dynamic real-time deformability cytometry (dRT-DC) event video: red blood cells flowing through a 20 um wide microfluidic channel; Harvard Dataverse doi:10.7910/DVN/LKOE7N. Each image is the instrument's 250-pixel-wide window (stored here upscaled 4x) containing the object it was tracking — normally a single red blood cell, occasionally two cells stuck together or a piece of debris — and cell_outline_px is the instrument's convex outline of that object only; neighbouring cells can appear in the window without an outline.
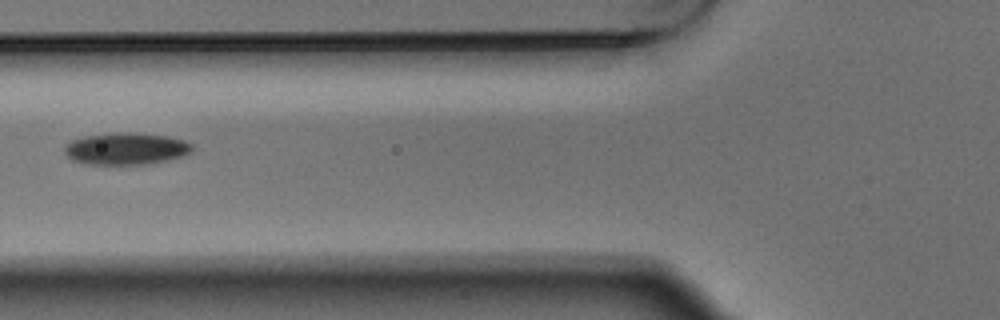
{"species": "Egyptian fruit bat (a non-hibernating species)", "species_latin": "Rousettus aegyptiacus", "temperature_condition": "warm", "stored_images_in_passage": 6, "camera_frame_rate_fps": 3000, "um_per_image_px": 0.085, "animal": {"sex": "male"}, "frame": {"image": 1, "passage_image": 6, "time_ms": 1.667, "image_size_px": [1000, 320], "cell_outline_px": [[192, 152], [184, 156], [144, 164], [88, 164], [72, 160], [64, 152], [64, 144], [72, 140], [84, 136], [120, 132], [132, 132], [168, 136], [184, 140], [192, 144]], "centroid_in_image_um": [10.7, 12.63], "position_along_channel_um": 115.1, "area_um2": 23.76}}